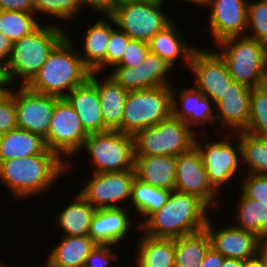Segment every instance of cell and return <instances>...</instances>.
<instances>
[{
	"mask_svg": "<svg viewBox=\"0 0 267 267\" xmlns=\"http://www.w3.org/2000/svg\"><path fill=\"white\" fill-rule=\"evenodd\" d=\"M171 93L172 115L184 121L193 131H196L194 128L198 125L215 124V104L194 86L185 88L181 92L176 91L172 86ZM178 99L181 100V103H178Z\"/></svg>",
	"mask_w": 267,
	"mask_h": 267,
	"instance_id": "cell-19",
	"label": "cell"
},
{
	"mask_svg": "<svg viewBox=\"0 0 267 267\" xmlns=\"http://www.w3.org/2000/svg\"><path fill=\"white\" fill-rule=\"evenodd\" d=\"M247 4L246 0H206L203 6L211 7L208 22L213 42L246 35Z\"/></svg>",
	"mask_w": 267,
	"mask_h": 267,
	"instance_id": "cell-16",
	"label": "cell"
},
{
	"mask_svg": "<svg viewBox=\"0 0 267 267\" xmlns=\"http://www.w3.org/2000/svg\"><path fill=\"white\" fill-rule=\"evenodd\" d=\"M65 171L67 163L50 150L0 162L1 183L7 185L15 199L46 193Z\"/></svg>",
	"mask_w": 267,
	"mask_h": 267,
	"instance_id": "cell-2",
	"label": "cell"
},
{
	"mask_svg": "<svg viewBox=\"0 0 267 267\" xmlns=\"http://www.w3.org/2000/svg\"><path fill=\"white\" fill-rule=\"evenodd\" d=\"M65 98L77 112L87 134L109 131L102 117L98 89L89 78Z\"/></svg>",
	"mask_w": 267,
	"mask_h": 267,
	"instance_id": "cell-21",
	"label": "cell"
},
{
	"mask_svg": "<svg viewBox=\"0 0 267 267\" xmlns=\"http://www.w3.org/2000/svg\"><path fill=\"white\" fill-rule=\"evenodd\" d=\"M176 24V25H175ZM177 23L172 21L161 31L156 33L148 42L149 51L159 55L172 68L175 62L183 60L189 67L193 52L197 47L188 45L182 37ZM178 28V29H177ZM183 39V40H182Z\"/></svg>",
	"mask_w": 267,
	"mask_h": 267,
	"instance_id": "cell-25",
	"label": "cell"
},
{
	"mask_svg": "<svg viewBox=\"0 0 267 267\" xmlns=\"http://www.w3.org/2000/svg\"><path fill=\"white\" fill-rule=\"evenodd\" d=\"M82 7L88 5L102 16H110L115 9L118 0H80Z\"/></svg>",
	"mask_w": 267,
	"mask_h": 267,
	"instance_id": "cell-46",
	"label": "cell"
},
{
	"mask_svg": "<svg viewBox=\"0 0 267 267\" xmlns=\"http://www.w3.org/2000/svg\"><path fill=\"white\" fill-rule=\"evenodd\" d=\"M82 5L80 0H34V14L53 16L59 21L74 19L76 14H80Z\"/></svg>",
	"mask_w": 267,
	"mask_h": 267,
	"instance_id": "cell-38",
	"label": "cell"
},
{
	"mask_svg": "<svg viewBox=\"0 0 267 267\" xmlns=\"http://www.w3.org/2000/svg\"><path fill=\"white\" fill-rule=\"evenodd\" d=\"M99 73L91 72L89 79L98 89L100 108L105 126L117 130L123 119L124 107L129 91L118 84L111 76L97 78Z\"/></svg>",
	"mask_w": 267,
	"mask_h": 267,
	"instance_id": "cell-24",
	"label": "cell"
},
{
	"mask_svg": "<svg viewBox=\"0 0 267 267\" xmlns=\"http://www.w3.org/2000/svg\"><path fill=\"white\" fill-rule=\"evenodd\" d=\"M228 135L231 137L234 133L227 132V135H224V140H215L212 143L207 141L202 144L203 142H199L200 139L197 137L195 139V147L200 152L209 184L217 193H220L218 191L220 187L223 188V185H227L232 178H235L236 174L239 175L238 171L243 167L241 165L239 138L232 145Z\"/></svg>",
	"mask_w": 267,
	"mask_h": 267,
	"instance_id": "cell-11",
	"label": "cell"
},
{
	"mask_svg": "<svg viewBox=\"0 0 267 267\" xmlns=\"http://www.w3.org/2000/svg\"><path fill=\"white\" fill-rule=\"evenodd\" d=\"M171 191L156 188L146 184L135 177L132 185L131 204L137 213L143 215L144 219L139 226L154 212L161 209L167 202Z\"/></svg>",
	"mask_w": 267,
	"mask_h": 267,
	"instance_id": "cell-32",
	"label": "cell"
},
{
	"mask_svg": "<svg viewBox=\"0 0 267 267\" xmlns=\"http://www.w3.org/2000/svg\"><path fill=\"white\" fill-rule=\"evenodd\" d=\"M175 267H200L206 252L211 247L209 234L200 232L174 239Z\"/></svg>",
	"mask_w": 267,
	"mask_h": 267,
	"instance_id": "cell-30",
	"label": "cell"
},
{
	"mask_svg": "<svg viewBox=\"0 0 267 267\" xmlns=\"http://www.w3.org/2000/svg\"><path fill=\"white\" fill-rule=\"evenodd\" d=\"M87 136L72 105L66 98L57 97L50 127L44 138L47 149L66 162L67 170H69L72 164L68 162V159L71 160L70 158L81 151Z\"/></svg>",
	"mask_w": 267,
	"mask_h": 267,
	"instance_id": "cell-9",
	"label": "cell"
},
{
	"mask_svg": "<svg viewBox=\"0 0 267 267\" xmlns=\"http://www.w3.org/2000/svg\"><path fill=\"white\" fill-rule=\"evenodd\" d=\"M258 255L266 262L267 264V232L258 236Z\"/></svg>",
	"mask_w": 267,
	"mask_h": 267,
	"instance_id": "cell-49",
	"label": "cell"
},
{
	"mask_svg": "<svg viewBox=\"0 0 267 267\" xmlns=\"http://www.w3.org/2000/svg\"><path fill=\"white\" fill-rule=\"evenodd\" d=\"M57 97L32 92L27 87L15 90L17 128L47 136Z\"/></svg>",
	"mask_w": 267,
	"mask_h": 267,
	"instance_id": "cell-14",
	"label": "cell"
},
{
	"mask_svg": "<svg viewBox=\"0 0 267 267\" xmlns=\"http://www.w3.org/2000/svg\"><path fill=\"white\" fill-rule=\"evenodd\" d=\"M110 71L111 76L118 84L128 91L142 89L141 66L137 67H114Z\"/></svg>",
	"mask_w": 267,
	"mask_h": 267,
	"instance_id": "cell-41",
	"label": "cell"
},
{
	"mask_svg": "<svg viewBox=\"0 0 267 267\" xmlns=\"http://www.w3.org/2000/svg\"><path fill=\"white\" fill-rule=\"evenodd\" d=\"M113 251V245H98L86 258L84 267H110L113 260L117 259L118 253ZM115 256V257H114ZM115 258V259H114ZM113 259V260H112Z\"/></svg>",
	"mask_w": 267,
	"mask_h": 267,
	"instance_id": "cell-44",
	"label": "cell"
},
{
	"mask_svg": "<svg viewBox=\"0 0 267 267\" xmlns=\"http://www.w3.org/2000/svg\"><path fill=\"white\" fill-rule=\"evenodd\" d=\"M135 177V170L94 173L78 193L96 209L122 208L131 200Z\"/></svg>",
	"mask_w": 267,
	"mask_h": 267,
	"instance_id": "cell-12",
	"label": "cell"
},
{
	"mask_svg": "<svg viewBox=\"0 0 267 267\" xmlns=\"http://www.w3.org/2000/svg\"><path fill=\"white\" fill-rule=\"evenodd\" d=\"M241 265H242V260L225 258L222 267H241Z\"/></svg>",
	"mask_w": 267,
	"mask_h": 267,
	"instance_id": "cell-51",
	"label": "cell"
},
{
	"mask_svg": "<svg viewBox=\"0 0 267 267\" xmlns=\"http://www.w3.org/2000/svg\"><path fill=\"white\" fill-rule=\"evenodd\" d=\"M148 53L146 42L130 39L121 61L114 67H137L143 63Z\"/></svg>",
	"mask_w": 267,
	"mask_h": 267,
	"instance_id": "cell-43",
	"label": "cell"
},
{
	"mask_svg": "<svg viewBox=\"0 0 267 267\" xmlns=\"http://www.w3.org/2000/svg\"><path fill=\"white\" fill-rule=\"evenodd\" d=\"M172 115L171 86L129 91L118 131L130 135Z\"/></svg>",
	"mask_w": 267,
	"mask_h": 267,
	"instance_id": "cell-6",
	"label": "cell"
},
{
	"mask_svg": "<svg viewBox=\"0 0 267 267\" xmlns=\"http://www.w3.org/2000/svg\"><path fill=\"white\" fill-rule=\"evenodd\" d=\"M185 1H187L189 3H194V5H199V6L200 5L203 6L206 2V0H185Z\"/></svg>",
	"mask_w": 267,
	"mask_h": 267,
	"instance_id": "cell-53",
	"label": "cell"
},
{
	"mask_svg": "<svg viewBox=\"0 0 267 267\" xmlns=\"http://www.w3.org/2000/svg\"><path fill=\"white\" fill-rule=\"evenodd\" d=\"M13 43L0 32V68L5 69L9 61Z\"/></svg>",
	"mask_w": 267,
	"mask_h": 267,
	"instance_id": "cell-47",
	"label": "cell"
},
{
	"mask_svg": "<svg viewBox=\"0 0 267 267\" xmlns=\"http://www.w3.org/2000/svg\"><path fill=\"white\" fill-rule=\"evenodd\" d=\"M224 260V256L210 247L205 254L204 260L201 262L200 267H222Z\"/></svg>",
	"mask_w": 267,
	"mask_h": 267,
	"instance_id": "cell-48",
	"label": "cell"
},
{
	"mask_svg": "<svg viewBox=\"0 0 267 267\" xmlns=\"http://www.w3.org/2000/svg\"><path fill=\"white\" fill-rule=\"evenodd\" d=\"M67 35L59 25L40 24L34 31L13 43L12 52L3 70L7 87L19 78L26 87L38 74L49 53Z\"/></svg>",
	"mask_w": 267,
	"mask_h": 267,
	"instance_id": "cell-4",
	"label": "cell"
},
{
	"mask_svg": "<svg viewBox=\"0 0 267 267\" xmlns=\"http://www.w3.org/2000/svg\"><path fill=\"white\" fill-rule=\"evenodd\" d=\"M246 36L267 47V0L248 2Z\"/></svg>",
	"mask_w": 267,
	"mask_h": 267,
	"instance_id": "cell-37",
	"label": "cell"
},
{
	"mask_svg": "<svg viewBox=\"0 0 267 267\" xmlns=\"http://www.w3.org/2000/svg\"><path fill=\"white\" fill-rule=\"evenodd\" d=\"M47 261H45V266L44 267H56L54 264H52L48 259H46ZM3 267H9L8 265L6 264H3ZM38 267V266H36ZM39 267H42V266H39Z\"/></svg>",
	"mask_w": 267,
	"mask_h": 267,
	"instance_id": "cell-54",
	"label": "cell"
},
{
	"mask_svg": "<svg viewBox=\"0 0 267 267\" xmlns=\"http://www.w3.org/2000/svg\"><path fill=\"white\" fill-rule=\"evenodd\" d=\"M39 25L36 15L32 13L19 11H1L0 13V32L12 43L30 34Z\"/></svg>",
	"mask_w": 267,
	"mask_h": 267,
	"instance_id": "cell-34",
	"label": "cell"
},
{
	"mask_svg": "<svg viewBox=\"0 0 267 267\" xmlns=\"http://www.w3.org/2000/svg\"><path fill=\"white\" fill-rule=\"evenodd\" d=\"M241 146V165L249 167L247 173L267 175V137H260L246 131L234 134Z\"/></svg>",
	"mask_w": 267,
	"mask_h": 267,
	"instance_id": "cell-31",
	"label": "cell"
},
{
	"mask_svg": "<svg viewBox=\"0 0 267 267\" xmlns=\"http://www.w3.org/2000/svg\"><path fill=\"white\" fill-rule=\"evenodd\" d=\"M110 21V22H109ZM112 23V24H111ZM87 25L84 36V53L80 54L83 64L91 71L101 73L107 68V46L111 32L116 28L110 16H101L91 26ZM114 25V26H113Z\"/></svg>",
	"mask_w": 267,
	"mask_h": 267,
	"instance_id": "cell-22",
	"label": "cell"
},
{
	"mask_svg": "<svg viewBox=\"0 0 267 267\" xmlns=\"http://www.w3.org/2000/svg\"><path fill=\"white\" fill-rule=\"evenodd\" d=\"M7 86H0V93L6 88Z\"/></svg>",
	"mask_w": 267,
	"mask_h": 267,
	"instance_id": "cell-57",
	"label": "cell"
},
{
	"mask_svg": "<svg viewBox=\"0 0 267 267\" xmlns=\"http://www.w3.org/2000/svg\"><path fill=\"white\" fill-rule=\"evenodd\" d=\"M241 191L248 197L267 207V175L245 173Z\"/></svg>",
	"mask_w": 267,
	"mask_h": 267,
	"instance_id": "cell-40",
	"label": "cell"
},
{
	"mask_svg": "<svg viewBox=\"0 0 267 267\" xmlns=\"http://www.w3.org/2000/svg\"><path fill=\"white\" fill-rule=\"evenodd\" d=\"M2 11H19L34 14V0H0Z\"/></svg>",
	"mask_w": 267,
	"mask_h": 267,
	"instance_id": "cell-45",
	"label": "cell"
},
{
	"mask_svg": "<svg viewBox=\"0 0 267 267\" xmlns=\"http://www.w3.org/2000/svg\"><path fill=\"white\" fill-rule=\"evenodd\" d=\"M250 116L246 132L267 137V88L264 85L251 88Z\"/></svg>",
	"mask_w": 267,
	"mask_h": 267,
	"instance_id": "cell-35",
	"label": "cell"
},
{
	"mask_svg": "<svg viewBox=\"0 0 267 267\" xmlns=\"http://www.w3.org/2000/svg\"><path fill=\"white\" fill-rule=\"evenodd\" d=\"M47 151L45 140L39 134L19 128L0 134V162Z\"/></svg>",
	"mask_w": 267,
	"mask_h": 267,
	"instance_id": "cell-26",
	"label": "cell"
},
{
	"mask_svg": "<svg viewBox=\"0 0 267 267\" xmlns=\"http://www.w3.org/2000/svg\"><path fill=\"white\" fill-rule=\"evenodd\" d=\"M162 1L164 0H118V2H152V3H158Z\"/></svg>",
	"mask_w": 267,
	"mask_h": 267,
	"instance_id": "cell-52",
	"label": "cell"
},
{
	"mask_svg": "<svg viewBox=\"0 0 267 267\" xmlns=\"http://www.w3.org/2000/svg\"><path fill=\"white\" fill-rule=\"evenodd\" d=\"M195 131L171 115L133 135L134 155L179 156L195 146Z\"/></svg>",
	"mask_w": 267,
	"mask_h": 267,
	"instance_id": "cell-7",
	"label": "cell"
},
{
	"mask_svg": "<svg viewBox=\"0 0 267 267\" xmlns=\"http://www.w3.org/2000/svg\"><path fill=\"white\" fill-rule=\"evenodd\" d=\"M96 211L79 193L58 215L56 223L62 229V236L89 235L92 217Z\"/></svg>",
	"mask_w": 267,
	"mask_h": 267,
	"instance_id": "cell-29",
	"label": "cell"
},
{
	"mask_svg": "<svg viewBox=\"0 0 267 267\" xmlns=\"http://www.w3.org/2000/svg\"><path fill=\"white\" fill-rule=\"evenodd\" d=\"M131 38L117 27L111 32L107 46V66H116L122 59Z\"/></svg>",
	"mask_w": 267,
	"mask_h": 267,
	"instance_id": "cell-42",
	"label": "cell"
},
{
	"mask_svg": "<svg viewBox=\"0 0 267 267\" xmlns=\"http://www.w3.org/2000/svg\"><path fill=\"white\" fill-rule=\"evenodd\" d=\"M140 66L142 73V89L171 86L170 83L167 82V76L173 71L172 67L159 55L149 51Z\"/></svg>",
	"mask_w": 267,
	"mask_h": 267,
	"instance_id": "cell-36",
	"label": "cell"
},
{
	"mask_svg": "<svg viewBox=\"0 0 267 267\" xmlns=\"http://www.w3.org/2000/svg\"><path fill=\"white\" fill-rule=\"evenodd\" d=\"M16 128L15 90L11 87H6L0 93V134Z\"/></svg>",
	"mask_w": 267,
	"mask_h": 267,
	"instance_id": "cell-39",
	"label": "cell"
},
{
	"mask_svg": "<svg viewBox=\"0 0 267 267\" xmlns=\"http://www.w3.org/2000/svg\"><path fill=\"white\" fill-rule=\"evenodd\" d=\"M175 190L196 195L210 209L218 206L217 192L209 184L200 152L195 146L177 156Z\"/></svg>",
	"mask_w": 267,
	"mask_h": 267,
	"instance_id": "cell-15",
	"label": "cell"
},
{
	"mask_svg": "<svg viewBox=\"0 0 267 267\" xmlns=\"http://www.w3.org/2000/svg\"><path fill=\"white\" fill-rule=\"evenodd\" d=\"M68 34L49 53L38 74L26 86L35 93L65 98L74 88L83 84L91 71Z\"/></svg>",
	"mask_w": 267,
	"mask_h": 267,
	"instance_id": "cell-3",
	"label": "cell"
},
{
	"mask_svg": "<svg viewBox=\"0 0 267 267\" xmlns=\"http://www.w3.org/2000/svg\"><path fill=\"white\" fill-rule=\"evenodd\" d=\"M128 209H96L89 228V237L98 245H115L126 238L132 226Z\"/></svg>",
	"mask_w": 267,
	"mask_h": 267,
	"instance_id": "cell-20",
	"label": "cell"
},
{
	"mask_svg": "<svg viewBox=\"0 0 267 267\" xmlns=\"http://www.w3.org/2000/svg\"><path fill=\"white\" fill-rule=\"evenodd\" d=\"M49 251L47 259L56 267H84L86 258L97 244L89 237L61 236Z\"/></svg>",
	"mask_w": 267,
	"mask_h": 267,
	"instance_id": "cell-27",
	"label": "cell"
},
{
	"mask_svg": "<svg viewBox=\"0 0 267 267\" xmlns=\"http://www.w3.org/2000/svg\"><path fill=\"white\" fill-rule=\"evenodd\" d=\"M209 234L211 247L225 258L245 260L258 254V236L234 226L215 229L210 217L204 228Z\"/></svg>",
	"mask_w": 267,
	"mask_h": 267,
	"instance_id": "cell-17",
	"label": "cell"
},
{
	"mask_svg": "<svg viewBox=\"0 0 267 267\" xmlns=\"http://www.w3.org/2000/svg\"><path fill=\"white\" fill-rule=\"evenodd\" d=\"M207 210L210 207L196 195L174 190L163 207L138 227L149 237L176 239L204 230L210 214Z\"/></svg>",
	"mask_w": 267,
	"mask_h": 267,
	"instance_id": "cell-1",
	"label": "cell"
},
{
	"mask_svg": "<svg viewBox=\"0 0 267 267\" xmlns=\"http://www.w3.org/2000/svg\"><path fill=\"white\" fill-rule=\"evenodd\" d=\"M95 166L92 173L134 170V140L118 130L88 134L81 148Z\"/></svg>",
	"mask_w": 267,
	"mask_h": 267,
	"instance_id": "cell-8",
	"label": "cell"
},
{
	"mask_svg": "<svg viewBox=\"0 0 267 267\" xmlns=\"http://www.w3.org/2000/svg\"><path fill=\"white\" fill-rule=\"evenodd\" d=\"M241 267H267L266 262L257 254L255 257L242 261Z\"/></svg>",
	"mask_w": 267,
	"mask_h": 267,
	"instance_id": "cell-50",
	"label": "cell"
},
{
	"mask_svg": "<svg viewBox=\"0 0 267 267\" xmlns=\"http://www.w3.org/2000/svg\"><path fill=\"white\" fill-rule=\"evenodd\" d=\"M163 2H118L110 17L131 39L147 43L173 21L161 9Z\"/></svg>",
	"mask_w": 267,
	"mask_h": 267,
	"instance_id": "cell-10",
	"label": "cell"
},
{
	"mask_svg": "<svg viewBox=\"0 0 267 267\" xmlns=\"http://www.w3.org/2000/svg\"><path fill=\"white\" fill-rule=\"evenodd\" d=\"M263 85L267 88V77H266L265 80L263 81Z\"/></svg>",
	"mask_w": 267,
	"mask_h": 267,
	"instance_id": "cell-56",
	"label": "cell"
},
{
	"mask_svg": "<svg viewBox=\"0 0 267 267\" xmlns=\"http://www.w3.org/2000/svg\"><path fill=\"white\" fill-rule=\"evenodd\" d=\"M216 53L224 61L228 73L237 82L254 88L263 85L267 77V47L248 36H234L221 40Z\"/></svg>",
	"mask_w": 267,
	"mask_h": 267,
	"instance_id": "cell-5",
	"label": "cell"
},
{
	"mask_svg": "<svg viewBox=\"0 0 267 267\" xmlns=\"http://www.w3.org/2000/svg\"><path fill=\"white\" fill-rule=\"evenodd\" d=\"M0 86H6L4 77H3V70L0 68Z\"/></svg>",
	"mask_w": 267,
	"mask_h": 267,
	"instance_id": "cell-55",
	"label": "cell"
},
{
	"mask_svg": "<svg viewBox=\"0 0 267 267\" xmlns=\"http://www.w3.org/2000/svg\"><path fill=\"white\" fill-rule=\"evenodd\" d=\"M250 92L246 85L232 82L222 98L215 104L216 123L230 131L238 133L248 127L250 116ZM234 131V132H233Z\"/></svg>",
	"mask_w": 267,
	"mask_h": 267,
	"instance_id": "cell-18",
	"label": "cell"
},
{
	"mask_svg": "<svg viewBox=\"0 0 267 267\" xmlns=\"http://www.w3.org/2000/svg\"><path fill=\"white\" fill-rule=\"evenodd\" d=\"M136 178L156 188L175 190L177 156L134 155Z\"/></svg>",
	"mask_w": 267,
	"mask_h": 267,
	"instance_id": "cell-23",
	"label": "cell"
},
{
	"mask_svg": "<svg viewBox=\"0 0 267 267\" xmlns=\"http://www.w3.org/2000/svg\"><path fill=\"white\" fill-rule=\"evenodd\" d=\"M137 239L136 267H175L174 239L153 238L143 233Z\"/></svg>",
	"mask_w": 267,
	"mask_h": 267,
	"instance_id": "cell-28",
	"label": "cell"
},
{
	"mask_svg": "<svg viewBox=\"0 0 267 267\" xmlns=\"http://www.w3.org/2000/svg\"><path fill=\"white\" fill-rule=\"evenodd\" d=\"M236 227L255 233L257 236L267 232V207L248 198L242 191L239 195Z\"/></svg>",
	"mask_w": 267,
	"mask_h": 267,
	"instance_id": "cell-33",
	"label": "cell"
},
{
	"mask_svg": "<svg viewBox=\"0 0 267 267\" xmlns=\"http://www.w3.org/2000/svg\"><path fill=\"white\" fill-rule=\"evenodd\" d=\"M3 264H4V263H3L2 261H0V267H3Z\"/></svg>",
	"mask_w": 267,
	"mask_h": 267,
	"instance_id": "cell-58",
	"label": "cell"
},
{
	"mask_svg": "<svg viewBox=\"0 0 267 267\" xmlns=\"http://www.w3.org/2000/svg\"><path fill=\"white\" fill-rule=\"evenodd\" d=\"M195 76V88L216 104L233 79L222 58L213 50L197 48L188 68Z\"/></svg>",
	"mask_w": 267,
	"mask_h": 267,
	"instance_id": "cell-13",
	"label": "cell"
}]
</instances>
